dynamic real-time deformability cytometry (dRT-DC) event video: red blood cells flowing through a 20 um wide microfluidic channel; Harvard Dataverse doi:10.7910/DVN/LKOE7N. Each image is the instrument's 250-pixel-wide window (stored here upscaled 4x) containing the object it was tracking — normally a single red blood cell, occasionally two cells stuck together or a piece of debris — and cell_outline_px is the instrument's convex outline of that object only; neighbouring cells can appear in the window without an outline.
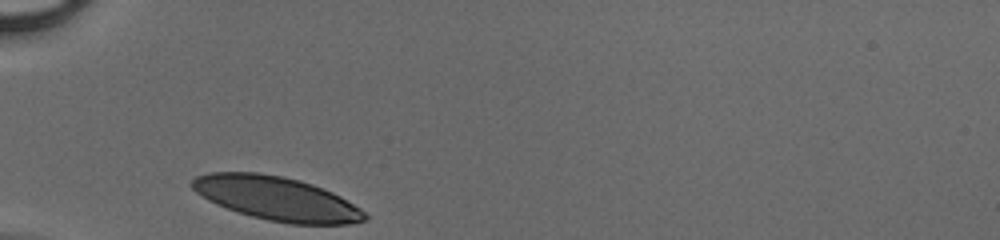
{"species": "human", "species_latin": "Homo sapiens", "temperature_condition": "cold", "stored_images_in_passage": 25, "camera_frame_rate_fps": 3000, "um_per_image_px": 0.085, "donor": {"sex": "male"}, "frame": {"image": 1, "passage_image": 1, "time_ms": 0.0, "image_size_px": [1000, 240], "cell_outline_px": [[368, 220], [348, 224], [292, 224], [268, 220], [252, 216], [216, 204], [208, 200], [196, 192], [188, 184], [196, 176], [208, 172], [256, 172], [280, 176], [300, 180], [312, 184], [332, 192], [340, 196], [360, 208], [368, 216]], "centroid_in_image_um": [23.51, 16.86], "position_along_channel_um": 61.5, "area_um2": 43.93}}
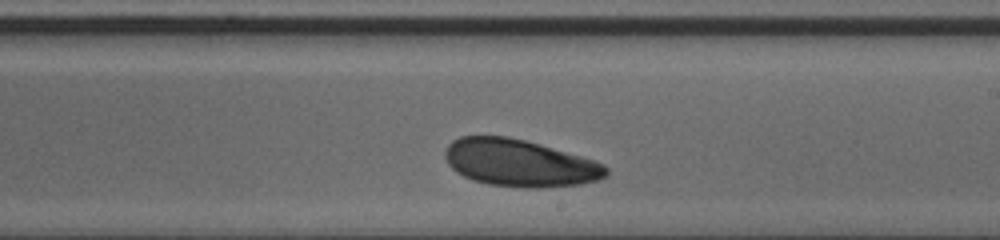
{"frame": {"image": 2, "passage_image": 15, "time_ms": 4.667, "image_size_px": [1000, 240], "cell_outline_px": [[608, 176], [596, 180], [580, 184], [536, 188], [524, 188], [488, 184], [472, 180], [456, 172], [448, 164], [444, 156], [444, 152], [448, 144], [452, 140], [460, 136], [508, 136], [524, 140], [596, 160], [604, 164], [608, 168]], "centroid_in_image_um": [44.15, 13.85], "position_along_channel_um": 244.8, "area_um2": 44.33}}
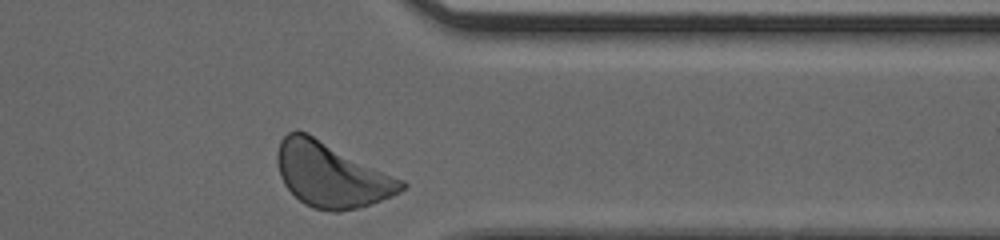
{"frame": {"image": 3, "passage_image": 25, "time_ms": 8.0, "image_size_px": [1000, 240], "cell_outline_px": [[408, 184], [400, 192], [392, 196], [356, 208], [340, 212], [332, 212], [312, 208], [304, 204], [284, 184], [280, 176], [276, 160], [276, 156], [280, 140], [288, 132], [308, 132], [404, 180]], "centroid_in_image_um": [28.16, 14.85], "position_along_channel_um": 383.2, "area_um2": 46.82}}